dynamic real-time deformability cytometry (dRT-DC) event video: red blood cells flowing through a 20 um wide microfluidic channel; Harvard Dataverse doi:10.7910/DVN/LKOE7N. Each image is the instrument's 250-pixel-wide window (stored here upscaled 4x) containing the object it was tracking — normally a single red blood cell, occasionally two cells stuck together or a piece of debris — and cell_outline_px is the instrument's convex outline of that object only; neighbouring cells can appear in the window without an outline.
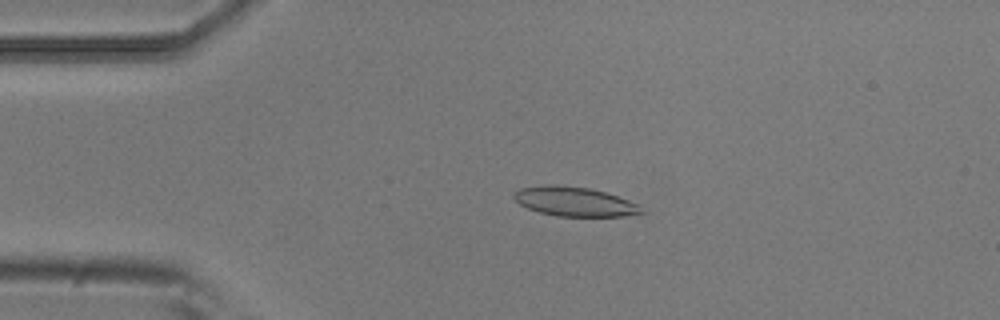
{"species": "common noctule bat (a hibernating species)", "species_latin": "Nyctalus noctula", "temperature_condition": "room temperature", "stored_images_in_passage": 4, "camera_frame_rate_fps": 3000, "um_per_image_px": 0.085, "animal": {"sex": "male", "body_mass_g": 20.5, "forearm_length_mm": 52.5}, "frame": {"image": 1, "passage_image": 3, "time_ms": 0.667, "image_size_px": [1000, 320], "cell_outline_px": [[644, 212], [624, 216], [556, 216], [540, 212], [528, 208], [520, 204], [512, 196], [512, 192], [520, 188], [548, 184], [556, 184], [588, 188], [604, 192], [640, 204]], "centroid_in_image_um": [48.81, 17.13], "position_along_channel_um": 36.2, "area_um2": 21.73}}